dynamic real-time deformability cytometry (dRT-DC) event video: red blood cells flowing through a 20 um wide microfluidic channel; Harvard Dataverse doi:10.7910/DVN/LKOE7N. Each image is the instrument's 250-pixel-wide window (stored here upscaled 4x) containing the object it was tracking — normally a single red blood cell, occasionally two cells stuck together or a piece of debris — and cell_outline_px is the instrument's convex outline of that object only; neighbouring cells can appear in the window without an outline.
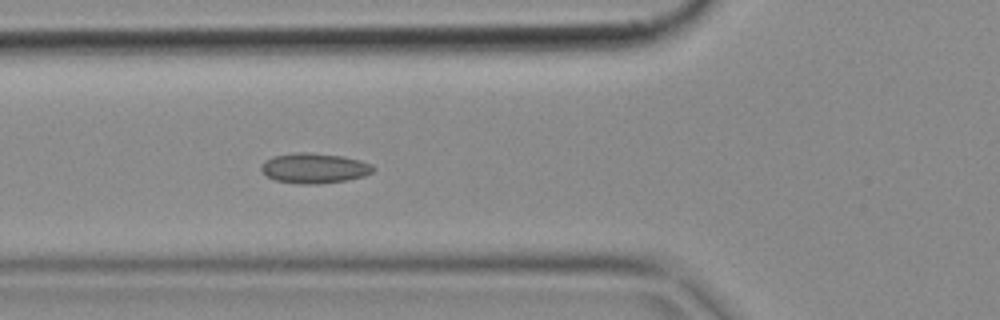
{"species": "common noctule bat (a hibernating species)", "species_latin": "Nyctalus noctula", "temperature_condition": "cold", "stored_images_in_passage": 6, "camera_frame_rate_fps": 3000, "um_per_image_px": 0.085, "animal": {"sex": "female", "body_mass_g": 18.4}, "frame": {"image": 1, "passage_image": 6, "time_ms": 1.667, "image_size_px": [1000, 320], "cell_outline_px": [[376, 168], [372, 172], [364, 176], [348, 180], [320, 184], [300, 184], [276, 180], [268, 176], [260, 168], [272, 156], [300, 152], [308, 152], [344, 156], [360, 160], [372, 164]], "centroid_in_image_um": [26.78, 14.3], "position_along_channel_um": 99.0, "area_um2": 19.59}}